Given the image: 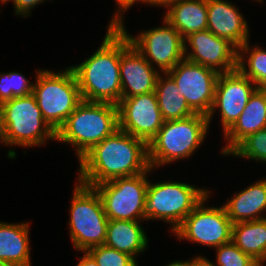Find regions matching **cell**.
<instances>
[{
  "label": "cell",
  "instance_id": "obj_1",
  "mask_svg": "<svg viewBox=\"0 0 266 266\" xmlns=\"http://www.w3.org/2000/svg\"><path fill=\"white\" fill-rule=\"evenodd\" d=\"M148 144L121 129L93 146L79 159L78 182L93 187L150 169Z\"/></svg>",
  "mask_w": 266,
  "mask_h": 266
},
{
  "label": "cell",
  "instance_id": "obj_2",
  "mask_svg": "<svg viewBox=\"0 0 266 266\" xmlns=\"http://www.w3.org/2000/svg\"><path fill=\"white\" fill-rule=\"evenodd\" d=\"M121 28L108 25L100 47L81 64L72 65L82 100L118 104L122 98L120 79Z\"/></svg>",
  "mask_w": 266,
  "mask_h": 266
},
{
  "label": "cell",
  "instance_id": "obj_3",
  "mask_svg": "<svg viewBox=\"0 0 266 266\" xmlns=\"http://www.w3.org/2000/svg\"><path fill=\"white\" fill-rule=\"evenodd\" d=\"M118 129L116 104L83 100L58 129L56 140L75 147L79 160L93 146Z\"/></svg>",
  "mask_w": 266,
  "mask_h": 266
},
{
  "label": "cell",
  "instance_id": "obj_4",
  "mask_svg": "<svg viewBox=\"0 0 266 266\" xmlns=\"http://www.w3.org/2000/svg\"><path fill=\"white\" fill-rule=\"evenodd\" d=\"M209 122L204 114L165 121L148 144V159L152 169L174 161L188 159L204 142Z\"/></svg>",
  "mask_w": 266,
  "mask_h": 266
},
{
  "label": "cell",
  "instance_id": "obj_5",
  "mask_svg": "<svg viewBox=\"0 0 266 266\" xmlns=\"http://www.w3.org/2000/svg\"><path fill=\"white\" fill-rule=\"evenodd\" d=\"M32 94L44 120L57 132L83 101L76 76L70 67L60 72L36 70Z\"/></svg>",
  "mask_w": 266,
  "mask_h": 266
},
{
  "label": "cell",
  "instance_id": "obj_6",
  "mask_svg": "<svg viewBox=\"0 0 266 266\" xmlns=\"http://www.w3.org/2000/svg\"><path fill=\"white\" fill-rule=\"evenodd\" d=\"M194 184L176 181H149L146 192V220H162L171 224L173 232L193 209L210 193Z\"/></svg>",
  "mask_w": 266,
  "mask_h": 266
},
{
  "label": "cell",
  "instance_id": "obj_7",
  "mask_svg": "<svg viewBox=\"0 0 266 266\" xmlns=\"http://www.w3.org/2000/svg\"><path fill=\"white\" fill-rule=\"evenodd\" d=\"M72 194L68 225L73 247L84 252L104 244L108 218L99 194L80 182Z\"/></svg>",
  "mask_w": 266,
  "mask_h": 266
},
{
  "label": "cell",
  "instance_id": "obj_8",
  "mask_svg": "<svg viewBox=\"0 0 266 266\" xmlns=\"http://www.w3.org/2000/svg\"><path fill=\"white\" fill-rule=\"evenodd\" d=\"M9 146L34 147L48 139L56 141V132L44 120L33 94L14 97L1 104Z\"/></svg>",
  "mask_w": 266,
  "mask_h": 266
},
{
  "label": "cell",
  "instance_id": "obj_9",
  "mask_svg": "<svg viewBox=\"0 0 266 266\" xmlns=\"http://www.w3.org/2000/svg\"><path fill=\"white\" fill-rule=\"evenodd\" d=\"M150 168L134 176L118 177L93 188L99 194L108 220L146 221L145 203Z\"/></svg>",
  "mask_w": 266,
  "mask_h": 266
},
{
  "label": "cell",
  "instance_id": "obj_10",
  "mask_svg": "<svg viewBox=\"0 0 266 266\" xmlns=\"http://www.w3.org/2000/svg\"><path fill=\"white\" fill-rule=\"evenodd\" d=\"M210 193L173 231L180 240L216 248L232 241L233 223L227 216L224 206L206 207Z\"/></svg>",
  "mask_w": 266,
  "mask_h": 266
},
{
  "label": "cell",
  "instance_id": "obj_11",
  "mask_svg": "<svg viewBox=\"0 0 266 266\" xmlns=\"http://www.w3.org/2000/svg\"><path fill=\"white\" fill-rule=\"evenodd\" d=\"M162 26L140 31L131 36L121 22L118 26L127 34L131 44L157 71L167 73L185 59V42L182 35L163 18ZM153 62V64H152ZM159 68V69H158Z\"/></svg>",
  "mask_w": 266,
  "mask_h": 266
},
{
  "label": "cell",
  "instance_id": "obj_12",
  "mask_svg": "<svg viewBox=\"0 0 266 266\" xmlns=\"http://www.w3.org/2000/svg\"><path fill=\"white\" fill-rule=\"evenodd\" d=\"M167 74L195 113L210 114L219 76L217 71L183 59Z\"/></svg>",
  "mask_w": 266,
  "mask_h": 266
},
{
  "label": "cell",
  "instance_id": "obj_13",
  "mask_svg": "<svg viewBox=\"0 0 266 266\" xmlns=\"http://www.w3.org/2000/svg\"><path fill=\"white\" fill-rule=\"evenodd\" d=\"M117 107L119 129L147 144L165 122L155 92L121 98Z\"/></svg>",
  "mask_w": 266,
  "mask_h": 266
},
{
  "label": "cell",
  "instance_id": "obj_14",
  "mask_svg": "<svg viewBox=\"0 0 266 266\" xmlns=\"http://www.w3.org/2000/svg\"><path fill=\"white\" fill-rule=\"evenodd\" d=\"M184 42L186 60L209 67L219 74L237 69L238 48L228 39L206 29L191 33Z\"/></svg>",
  "mask_w": 266,
  "mask_h": 266
},
{
  "label": "cell",
  "instance_id": "obj_15",
  "mask_svg": "<svg viewBox=\"0 0 266 266\" xmlns=\"http://www.w3.org/2000/svg\"><path fill=\"white\" fill-rule=\"evenodd\" d=\"M256 85L238 69L221 73L218 76L215 98L210 114L207 116L209 127L213 113L219 109L221 126L225 133L238 119L245 109L251 94Z\"/></svg>",
  "mask_w": 266,
  "mask_h": 266
},
{
  "label": "cell",
  "instance_id": "obj_16",
  "mask_svg": "<svg viewBox=\"0 0 266 266\" xmlns=\"http://www.w3.org/2000/svg\"><path fill=\"white\" fill-rule=\"evenodd\" d=\"M157 71L131 44L121 29L120 79L122 98H129L155 91Z\"/></svg>",
  "mask_w": 266,
  "mask_h": 266
},
{
  "label": "cell",
  "instance_id": "obj_17",
  "mask_svg": "<svg viewBox=\"0 0 266 266\" xmlns=\"http://www.w3.org/2000/svg\"><path fill=\"white\" fill-rule=\"evenodd\" d=\"M207 16V29L216 36L228 39L237 48L249 40V24L234 3L207 0Z\"/></svg>",
  "mask_w": 266,
  "mask_h": 266
},
{
  "label": "cell",
  "instance_id": "obj_18",
  "mask_svg": "<svg viewBox=\"0 0 266 266\" xmlns=\"http://www.w3.org/2000/svg\"><path fill=\"white\" fill-rule=\"evenodd\" d=\"M265 128L266 89L256 88L236 122L224 133L228 144L222 148V155L228 156L247 136Z\"/></svg>",
  "mask_w": 266,
  "mask_h": 266
},
{
  "label": "cell",
  "instance_id": "obj_19",
  "mask_svg": "<svg viewBox=\"0 0 266 266\" xmlns=\"http://www.w3.org/2000/svg\"><path fill=\"white\" fill-rule=\"evenodd\" d=\"M223 206L233 224L266 218V179L235 193Z\"/></svg>",
  "mask_w": 266,
  "mask_h": 266
},
{
  "label": "cell",
  "instance_id": "obj_20",
  "mask_svg": "<svg viewBox=\"0 0 266 266\" xmlns=\"http://www.w3.org/2000/svg\"><path fill=\"white\" fill-rule=\"evenodd\" d=\"M164 19L185 39L207 29V0H178L169 5Z\"/></svg>",
  "mask_w": 266,
  "mask_h": 266
},
{
  "label": "cell",
  "instance_id": "obj_21",
  "mask_svg": "<svg viewBox=\"0 0 266 266\" xmlns=\"http://www.w3.org/2000/svg\"><path fill=\"white\" fill-rule=\"evenodd\" d=\"M140 221L108 220L104 244L134 257L148 247V238Z\"/></svg>",
  "mask_w": 266,
  "mask_h": 266
},
{
  "label": "cell",
  "instance_id": "obj_22",
  "mask_svg": "<svg viewBox=\"0 0 266 266\" xmlns=\"http://www.w3.org/2000/svg\"><path fill=\"white\" fill-rule=\"evenodd\" d=\"M29 225V222L10 224L0 221V261L31 266Z\"/></svg>",
  "mask_w": 266,
  "mask_h": 266
},
{
  "label": "cell",
  "instance_id": "obj_23",
  "mask_svg": "<svg viewBox=\"0 0 266 266\" xmlns=\"http://www.w3.org/2000/svg\"><path fill=\"white\" fill-rule=\"evenodd\" d=\"M232 242L260 265L266 261V218L233 224Z\"/></svg>",
  "mask_w": 266,
  "mask_h": 266
},
{
  "label": "cell",
  "instance_id": "obj_24",
  "mask_svg": "<svg viewBox=\"0 0 266 266\" xmlns=\"http://www.w3.org/2000/svg\"><path fill=\"white\" fill-rule=\"evenodd\" d=\"M154 92L164 121L181 120L195 114L167 73L159 74Z\"/></svg>",
  "mask_w": 266,
  "mask_h": 266
},
{
  "label": "cell",
  "instance_id": "obj_25",
  "mask_svg": "<svg viewBox=\"0 0 266 266\" xmlns=\"http://www.w3.org/2000/svg\"><path fill=\"white\" fill-rule=\"evenodd\" d=\"M249 43L248 40L238 48L237 69L257 88L266 89V50L258 45L252 48Z\"/></svg>",
  "mask_w": 266,
  "mask_h": 266
},
{
  "label": "cell",
  "instance_id": "obj_26",
  "mask_svg": "<svg viewBox=\"0 0 266 266\" xmlns=\"http://www.w3.org/2000/svg\"><path fill=\"white\" fill-rule=\"evenodd\" d=\"M34 84L19 72H0V105L14 97L32 94Z\"/></svg>",
  "mask_w": 266,
  "mask_h": 266
},
{
  "label": "cell",
  "instance_id": "obj_27",
  "mask_svg": "<svg viewBox=\"0 0 266 266\" xmlns=\"http://www.w3.org/2000/svg\"><path fill=\"white\" fill-rule=\"evenodd\" d=\"M229 155L266 163V128L247 136Z\"/></svg>",
  "mask_w": 266,
  "mask_h": 266
},
{
  "label": "cell",
  "instance_id": "obj_28",
  "mask_svg": "<svg viewBox=\"0 0 266 266\" xmlns=\"http://www.w3.org/2000/svg\"><path fill=\"white\" fill-rule=\"evenodd\" d=\"M99 266H138L136 259L127 253L115 250L105 244L87 251Z\"/></svg>",
  "mask_w": 266,
  "mask_h": 266
},
{
  "label": "cell",
  "instance_id": "obj_29",
  "mask_svg": "<svg viewBox=\"0 0 266 266\" xmlns=\"http://www.w3.org/2000/svg\"><path fill=\"white\" fill-rule=\"evenodd\" d=\"M215 266H258L249 255L243 253L232 241L216 247Z\"/></svg>",
  "mask_w": 266,
  "mask_h": 266
},
{
  "label": "cell",
  "instance_id": "obj_30",
  "mask_svg": "<svg viewBox=\"0 0 266 266\" xmlns=\"http://www.w3.org/2000/svg\"><path fill=\"white\" fill-rule=\"evenodd\" d=\"M118 8L111 21L108 23L109 25H119L121 22H123V14L125 11H127L130 7L134 5V3H144L145 0H115Z\"/></svg>",
  "mask_w": 266,
  "mask_h": 266
},
{
  "label": "cell",
  "instance_id": "obj_31",
  "mask_svg": "<svg viewBox=\"0 0 266 266\" xmlns=\"http://www.w3.org/2000/svg\"><path fill=\"white\" fill-rule=\"evenodd\" d=\"M44 1L46 0H14V13L20 17L30 16L31 10Z\"/></svg>",
  "mask_w": 266,
  "mask_h": 266
},
{
  "label": "cell",
  "instance_id": "obj_32",
  "mask_svg": "<svg viewBox=\"0 0 266 266\" xmlns=\"http://www.w3.org/2000/svg\"><path fill=\"white\" fill-rule=\"evenodd\" d=\"M4 143L5 146H9V142L6 135V123L4 113L0 105V142Z\"/></svg>",
  "mask_w": 266,
  "mask_h": 266
},
{
  "label": "cell",
  "instance_id": "obj_33",
  "mask_svg": "<svg viewBox=\"0 0 266 266\" xmlns=\"http://www.w3.org/2000/svg\"><path fill=\"white\" fill-rule=\"evenodd\" d=\"M84 255L80 258L79 263L76 266H99L95 259L87 252H82Z\"/></svg>",
  "mask_w": 266,
  "mask_h": 266
},
{
  "label": "cell",
  "instance_id": "obj_34",
  "mask_svg": "<svg viewBox=\"0 0 266 266\" xmlns=\"http://www.w3.org/2000/svg\"><path fill=\"white\" fill-rule=\"evenodd\" d=\"M178 0H145L144 4L147 3V5H153V6H162L164 8H167L169 5L175 3Z\"/></svg>",
  "mask_w": 266,
  "mask_h": 266
},
{
  "label": "cell",
  "instance_id": "obj_35",
  "mask_svg": "<svg viewBox=\"0 0 266 266\" xmlns=\"http://www.w3.org/2000/svg\"><path fill=\"white\" fill-rule=\"evenodd\" d=\"M193 266H215V263L211 262L207 257L197 256L193 257Z\"/></svg>",
  "mask_w": 266,
  "mask_h": 266
},
{
  "label": "cell",
  "instance_id": "obj_36",
  "mask_svg": "<svg viewBox=\"0 0 266 266\" xmlns=\"http://www.w3.org/2000/svg\"><path fill=\"white\" fill-rule=\"evenodd\" d=\"M166 266H193V259L192 260H187V261H173L167 264Z\"/></svg>",
  "mask_w": 266,
  "mask_h": 266
},
{
  "label": "cell",
  "instance_id": "obj_37",
  "mask_svg": "<svg viewBox=\"0 0 266 266\" xmlns=\"http://www.w3.org/2000/svg\"><path fill=\"white\" fill-rule=\"evenodd\" d=\"M0 266H18V265L9 262L0 261Z\"/></svg>",
  "mask_w": 266,
  "mask_h": 266
},
{
  "label": "cell",
  "instance_id": "obj_38",
  "mask_svg": "<svg viewBox=\"0 0 266 266\" xmlns=\"http://www.w3.org/2000/svg\"><path fill=\"white\" fill-rule=\"evenodd\" d=\"M9 1H13L14 2V0H0V2L3 3V4H5V3L9 2Z\"/></svg>",
  "mask_w": 266,
  "mask_h": 266
},
{
  "label": "cell",
  "instance_id": "obj_39",
  "mask_svg": "<svg viewBox=\"0 0 266 266\" xmlns=\"http://www.w3.org/2000/svg\"><path fill=\"white\" fill-rule=\"evenodd\" d=\"M254 1H256V2H260V3H262V2H263V0H254Z\"/></svg>",
  "mask_w": 266,
  "mask_h": 266
}]
</instances>
